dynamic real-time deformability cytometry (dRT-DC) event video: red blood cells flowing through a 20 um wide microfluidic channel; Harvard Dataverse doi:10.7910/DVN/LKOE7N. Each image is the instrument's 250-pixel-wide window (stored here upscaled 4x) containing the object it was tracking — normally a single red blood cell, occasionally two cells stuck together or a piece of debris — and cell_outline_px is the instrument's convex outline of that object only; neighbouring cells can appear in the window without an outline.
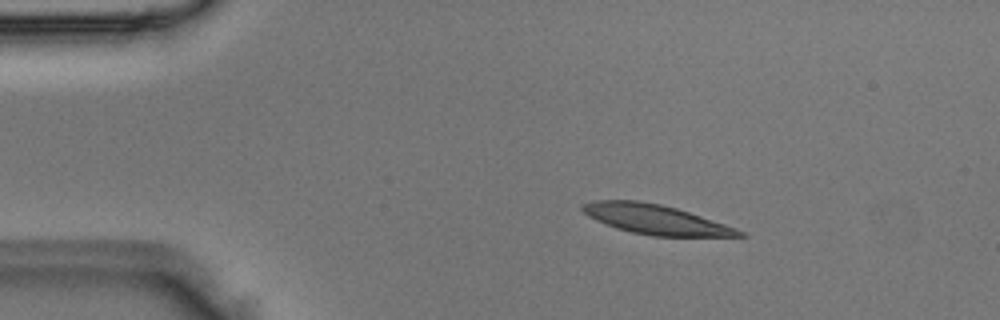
{"species": "Egyptian fruit bat (a non-hibernating species)", "species_latin": "Rousettus aegyptiacus", "temperature_condition": "room temperature", "stored_images_in_passage": 5, "camera_frame_rate_fps": 3000, "um_per_image_px": 0.085, "animal": {"sex": "male"}, "frame": {"image": 1, "passage_image": 3, "time_ms": 0.667, "image_size_px": [1000, 320], "cell_outline_px": [[748, 236], [652, 236], [632, 232], [616, 228], [596, 220], [588, 216], [580, 208], [584, 204], [596, 200], [636, 200], [660, 204], [676, 208], [736, 228], [744, 232]], "centroid_in_image_um": [55.7, 18.65], "position_along_channel_um": 29.3, "area_um2": 26.65}}